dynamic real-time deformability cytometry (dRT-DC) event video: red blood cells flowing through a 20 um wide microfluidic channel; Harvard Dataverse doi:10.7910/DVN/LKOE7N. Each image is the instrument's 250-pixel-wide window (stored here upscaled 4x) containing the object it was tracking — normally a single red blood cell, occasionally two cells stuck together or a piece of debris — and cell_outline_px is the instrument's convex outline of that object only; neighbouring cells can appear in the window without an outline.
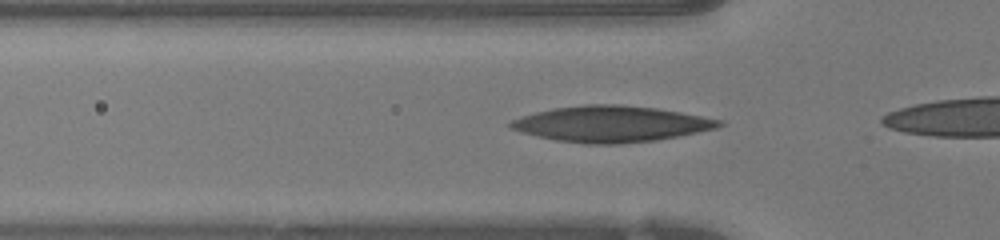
{"species": "human", "species_latin": "Homo sapiens", "temperature_condition": "warm", "stored_images_in_passage": 10, "camera_frame_rate_fps": 3000, "um_per_image_px": 0.085, "donor": {"sex": "female"}, "frame": {"image": 1, "passage_image": 2, "time_ms": 0.333, "image_size_px": [1000, 240], "cell_outline_px": [[724, 124], [716, 128], [656, 140], [620, 144], [584, 144], [556, 140], [524, 132], [512, 128], [508, 124], [512, 120], [536, 112], [556, 108], [584, 104], [616, 104], [656, 108], [680, 112], [720, 120]], "centroid_in_image_um": [51.95, 10.53], "position_along_channel_um": 73.8, "area_um2": 43.06}}
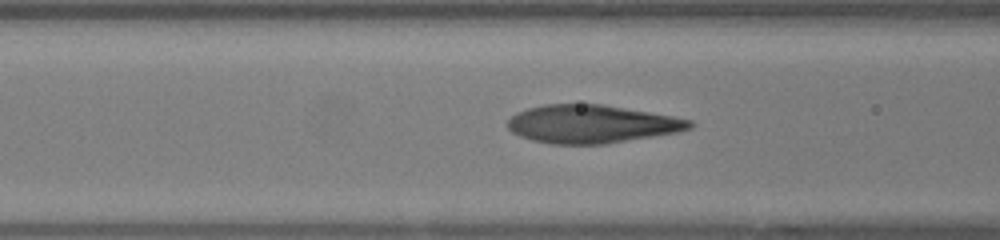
{"frame": {"image": 2, "passage_image": 5, "time_ms": 1.333, "image_size_px": [1000, 240], "cell_outline_px": [[696, 124], [692, 128], [676, 132], [604, 144], [552, 144], [532, 140], [520, 136], [512, 132], [508, 128], [508, 120], [516, 112], [528, 108], [544, 104], [600, 104], [672, 116], [692, 120]], "centroid_in_image_um": [50.27, 10.54], "position_along_channel_um": 116.3, "area_um2": 40.17}}
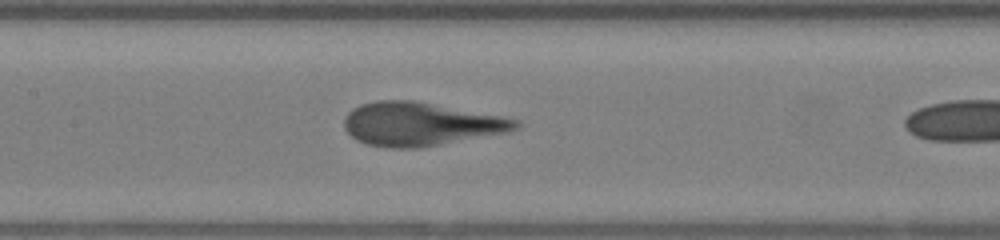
{"frame": {"image": 3, "passage_image": 9, "time_ms": 2.667, "image_size_px": [1000, 240], "cell_outline_px": [[520, 128], [504, 132], [420, 148], [388, 148], [368, 144], [356, 140], [344, 128], [344, 116], [352, 108], [360, 104], [376, 100], [412, 100], [500, 116], [520, 120]], "centroid_in_image_um": [35.68, 10.54], "position_along_channel_um": 171.7, "area_um2": 43.12}}